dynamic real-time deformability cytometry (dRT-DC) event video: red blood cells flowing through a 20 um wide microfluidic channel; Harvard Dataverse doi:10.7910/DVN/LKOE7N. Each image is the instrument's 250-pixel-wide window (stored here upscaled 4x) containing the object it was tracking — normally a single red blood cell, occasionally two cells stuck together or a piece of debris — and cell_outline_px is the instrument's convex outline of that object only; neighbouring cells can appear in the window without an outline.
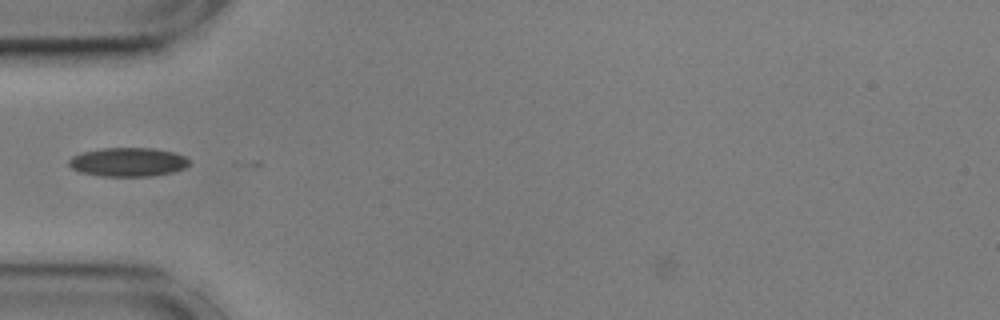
{"species": "common noctule bat (a hibernating species)", "species_latin": "Nyctalus noctula", "temperature_condition": "cold", "stored_images_in_passage": 26, "camera_frame_rate_fps": 3000, "um_per_image_px": 0.085, "animal": {"sex": "male", "body_mass_g": 17.9, "forearm_length_mm": 54.2}, "frame": {"image": 1, "passage_image": 6, "time_ms": 1.667, "image_size_px": [1000, 320], "cell_outline_px": [[188, 164], [184, 168], [172, 172], [152, 176], [100, 176], [80, 172], [72, 168], [68, 164], [68, 160], [72, 156], [84, 152], [100, 148], [152, 148], [176, 152], [184, 156], [188, 160]], "centroid_in_image_um": [10.86, 13.77], "position_along_channel_um": 74.1, "area_um2": 20.23}}